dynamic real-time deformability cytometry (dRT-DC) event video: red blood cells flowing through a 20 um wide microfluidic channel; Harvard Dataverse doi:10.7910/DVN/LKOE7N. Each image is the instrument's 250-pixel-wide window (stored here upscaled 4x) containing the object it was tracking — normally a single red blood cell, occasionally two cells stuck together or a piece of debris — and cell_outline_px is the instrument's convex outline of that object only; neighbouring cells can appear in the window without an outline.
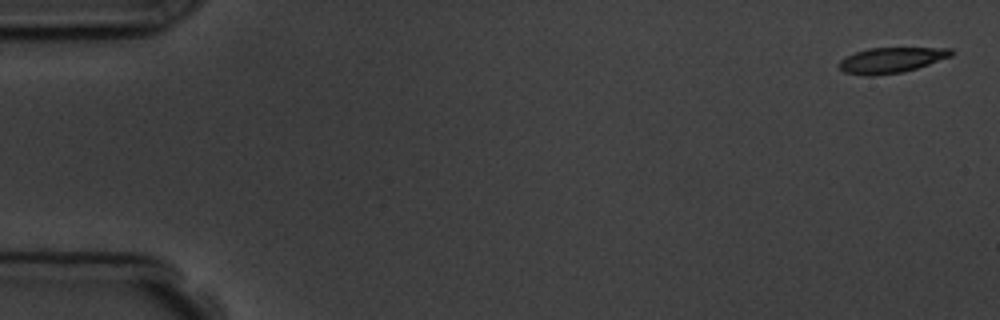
{"species": "common noctule bat (a hibernating species)", "species_latin": "Nyctalus noctula", "temperature_condition": "room temperature", "stored_images_in_passage": 4, "camera_frame_rate_fps": 3000, "um_per_image_px": 0.085, "animal": {"sex": "male", "body_mass_g": 19.5, "forearm_length_mm": 54.6}, "frame": {"image": 1, "passage_image": 1, "time_ms": 0.0, "image_size_px": [1000, 320], "cell_outline_px": [[952, 56], [916, 68], [900, 72], [872, 76], [868, 76], [844, 72], [840, 68], [840, 60], [844, 56], [868, 48], [952, 48]], "centroid_in_image_um": [75.73, 5.1], "position_along_channel_um": 9.3, "area_um2": 16.42}}
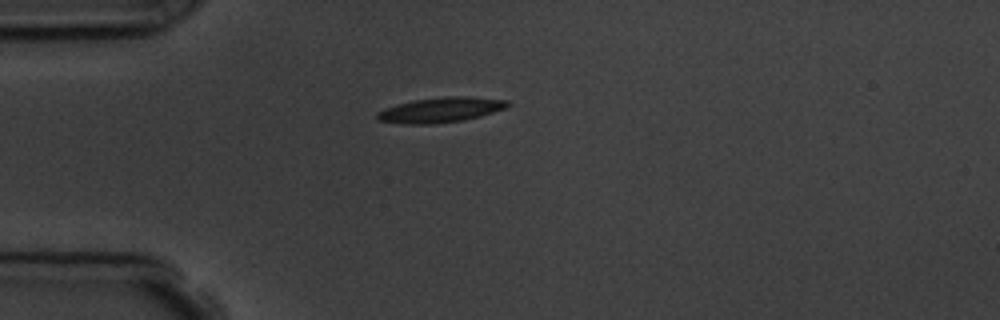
{"frame": {"image": 2, "passage_image": 4, "time_ms": 4.333, "image_size_px": [1000, 320], "cell_outline_px": [[512, 104], [504, 108], [480, 116], [464, 120], [432, 124], [404, 124], [376, 120], [376, 112], [384, 108], [396, 104], [412, 100], [444, 96], [468, 96], [508, 100]], "centroid_in_image_um": [37.42, 9.33], "position_along_channel_um": 47.6, "area_um2": 19.25}}